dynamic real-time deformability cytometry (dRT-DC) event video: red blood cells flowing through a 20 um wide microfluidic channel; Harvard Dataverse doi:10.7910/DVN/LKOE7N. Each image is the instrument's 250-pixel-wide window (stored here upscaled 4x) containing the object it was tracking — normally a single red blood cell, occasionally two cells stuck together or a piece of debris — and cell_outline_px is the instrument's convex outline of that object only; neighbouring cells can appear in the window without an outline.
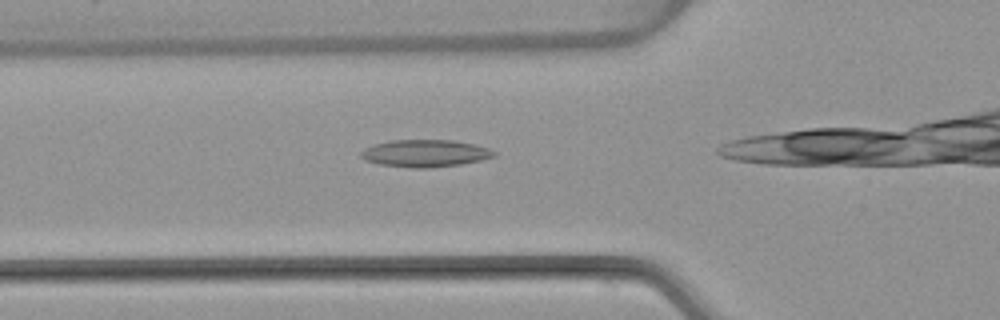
{"species": "common noctule bat (a hibernating species)", "species_latin": "Nyctalus noctula", "temperature_condition": "warm", "stored_images_in_passage": 28, "camera_frame_rate_fps": 3000, "um_per_image_px": 0.085, "animal": {"sex": "female", "body_mass_g": 22.7, "forearm_length_mm": 54.2}, "frame": {"image": 1, "passage_image": 4, "time_ms": 1.0, "image_size_px": [1000, 320], "cell_outline_px": [[496, 156], [480, 160], [460, 164], [428, 168], [412, 168], [380, 164], [368, 160], [360, 156], [360, 152], [364, 148], [376, 144], [392, 140], [452, 140], [476, 144], [488, 148], [496, 152]], "centroid_in_image_um": [36.16, 13.03], "position_along_channel_um": 89.6, "area_um2": 20.98}}
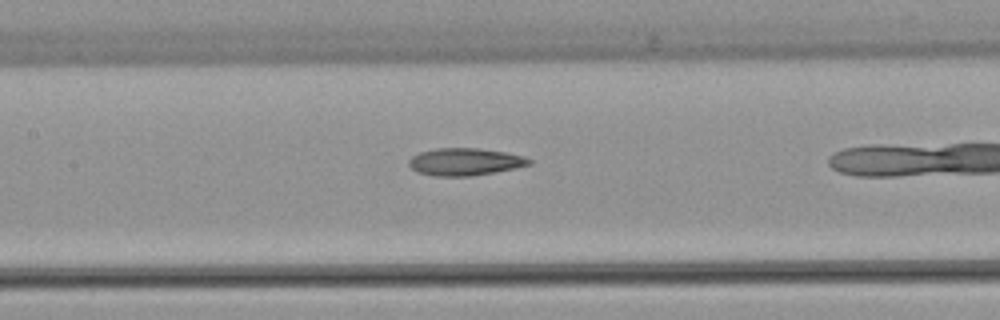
{"frame": {"image": 2, "passage_image": 10, "time_ms": 3.0, "image_size_px": [1000, 320], "cell_outline_px": [[532, 164], [516, 168], [472, 176], [432, 176], [416, 172], [408, 164], [408, 160], [412, 156], [420, 152], [436, 148], [476, 148], [504, 152], [524, 156], [532, 160]], "centroid_in_image_um": [39.51, 13.76], "position_along_channel_um": 167.9, "area_um2": 19.25}}
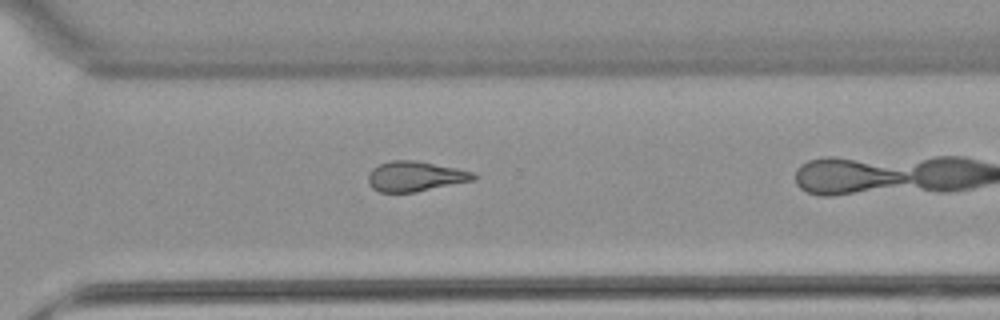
{"frame": {"image": 3, "passage_image": 23, "time_ms": 7.333, "image_size_px": [1000, 320], "cell_outline_px": [[476, 180], [416, 192], [380, 192], [372, 188], [368, 184], [368, 172], [372, 168], [380, 164], [392, 160], [416, 160], [456, 168], [472, 172], [476, 176]], "centroid_in_image_um": [35.27, 14.99], "position_along_channel_um": 335.3, "area_um2": 18.55}}